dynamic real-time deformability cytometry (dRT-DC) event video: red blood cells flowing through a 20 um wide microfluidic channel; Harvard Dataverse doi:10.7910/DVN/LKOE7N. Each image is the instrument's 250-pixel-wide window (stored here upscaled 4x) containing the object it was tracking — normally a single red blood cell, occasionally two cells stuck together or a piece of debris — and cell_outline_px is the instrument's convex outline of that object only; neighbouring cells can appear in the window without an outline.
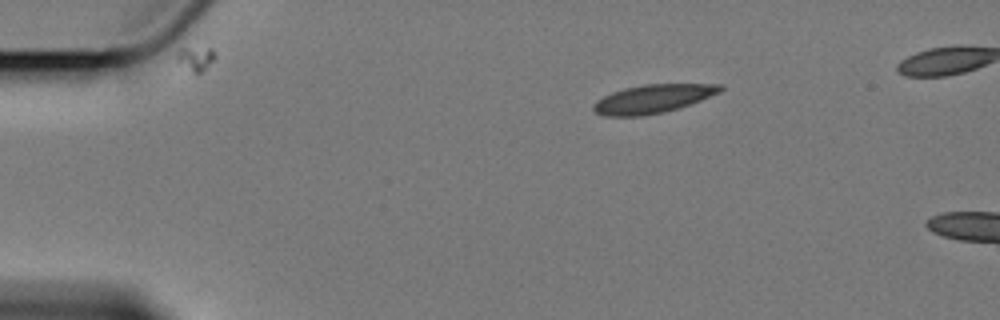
{"species": "Egyptian fruit bat (a non-hibernating species)", "species_latin": "Rousettus aegyptiacus", "temperature_condition": "cold", "stored_images_in_passage": 5, "camera_frame_rate_fps": 3000, "um_per_image_px": 0.085, "animal": {"sex": "female"}, "frame": {"image": 1, "passage_image": 1, "time_ms": 0.0, "image_size_px": [1000, 320], "cell_outline_px": [[724, 88], [720, 92], [680, 108], [664, 112], [640, 116], [604, 116], [596, 112], [592, 108], [592, 104], [596, 100], [612, 92], [624, 88], [644, 84], [724, 84]], "centroid_in_image_um": [55.48, 8.4], "position_along_channel_um": 29.5, "area_um2": 21.1}}
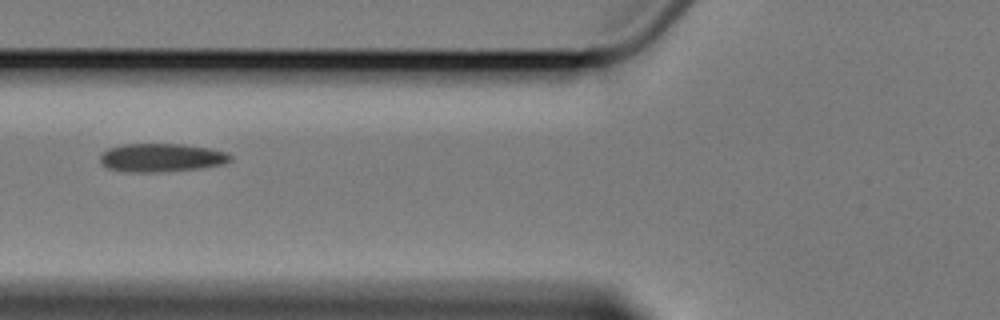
{"frame": {"image": 2, "passage_image": 4, "time_ms": 4.333, "image_size_px": [1000, 320], "cell_outline_px": [[232, 160], [224, 164], [204, 168], [168, 172], [124, 172], [108, 168], [100, 164], [100, 156], [108, 148], [124, 144], [184, 144], [212, 148], [228, 152], [232, 156]], "centroid_in_image_um": [13.77, 13.41], "position_along_channel_um": 112.0, "area_um2": 22.08}}
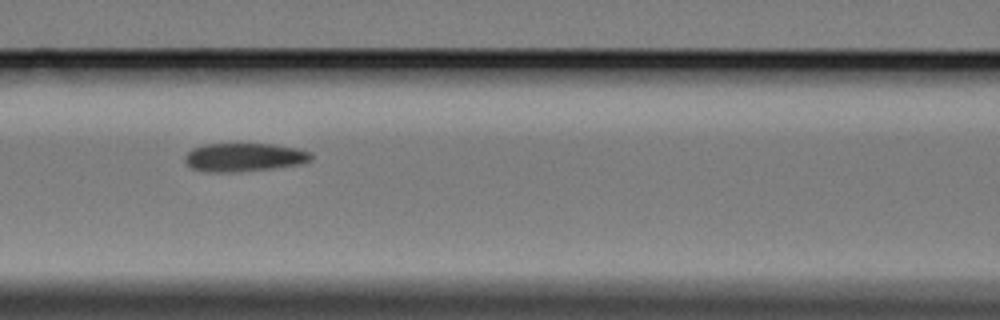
{"frame": {"image": 3, "passage_image": 5, "time_ms": 5.333, "image_size_px": [1000, 320], "cell_outline_px": [[312, 160], [300, 164], [272, 168], [236, 172], [208, 172], [192, 168], [184, 160], [184, 156], [192, 148], [204, 144], [272, 144], [300, 148], [312, 152]], "centroid_in_image_um": [20.77, 13.36], "position_along_channel_um": 145.8, "area_um2": 21.04}}